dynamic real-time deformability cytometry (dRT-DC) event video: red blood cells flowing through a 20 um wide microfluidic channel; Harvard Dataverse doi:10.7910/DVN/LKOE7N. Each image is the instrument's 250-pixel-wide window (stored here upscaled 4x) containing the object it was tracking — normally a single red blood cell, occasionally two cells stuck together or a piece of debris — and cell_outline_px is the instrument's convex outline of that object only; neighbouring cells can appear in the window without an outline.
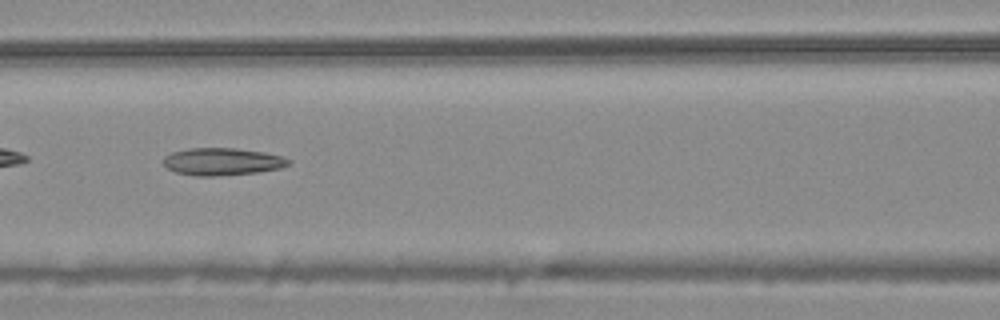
{"species": "common noctule bat (a hibernating species)", "species_latin": "Nyctalus noctula", "temperature_condition": "warm", "stored_images_in_passage": 54, "camera_frame_rate_fps": 3000, "um_per_image_px": 0.085, "animal": {"sex": "male", "body_mass_g": 20.4}, "frame": {"image": 1, "passage_image": 24, "time_ms": 7.667, "image_size_px": [1000, 320], "cell_outline_px": [[292, 160], [288, 164], [280, 168], [256, 172], [216, 176], [196, 176], [176, 172], [168, 168], [164, 164], [164, 156], [172, 152], [188, 148], [236, 148], [264, 152], [284, 156]], "centroid_in_image_um": [18.9, 13.73], "position_along_channel_um": 147.7, "area_um2": 19.94}, "authors_computed_cell_mechanics": {"area_um2": 21.5594, "velocity_mm_per_s": 3.7836, "shape_relaxation_time_tau1_ms": null, "shape_relaxation_time_tau2_ms": 5.3127, "deformation_change_tau1": null, "deformation_change_tau2": 0.1734}}